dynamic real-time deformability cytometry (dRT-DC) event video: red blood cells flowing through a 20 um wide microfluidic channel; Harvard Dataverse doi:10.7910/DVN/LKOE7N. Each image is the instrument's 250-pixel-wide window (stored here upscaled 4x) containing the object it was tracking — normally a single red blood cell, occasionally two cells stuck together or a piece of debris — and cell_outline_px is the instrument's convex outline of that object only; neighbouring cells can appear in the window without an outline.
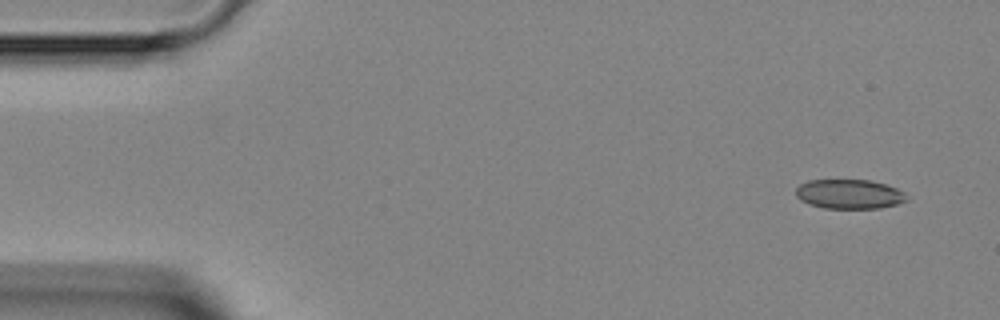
{"species": "Egyptian fruit bat (a non-hibernating species)", "species_latin": "Rousettus aegyptiacus", "temperature_condition": "room temperature", "stored_images_in_passage": 6, "camera_frame_rate_fps": 3000, "um_per_image_px": 0.085, "animal": {"sex": "female"}, "frame": {"image": 1, "passage_image": 1, "time_ms": 0.0, "image_size_px": [1000, 320], "cell_outline_px": [[908, 200], [896, 204], [880, 208], [824, 208], [808, 204], [800, 200], [796, 196], [796, 188], [800, 184], [808, 180], [868, 180], [884, 184], [896, 188], [904, 192]], "centroid_in_image_um": [72.16, 16.5], "position_along_channel_um": 12.8, "area_um2": 18.96}}
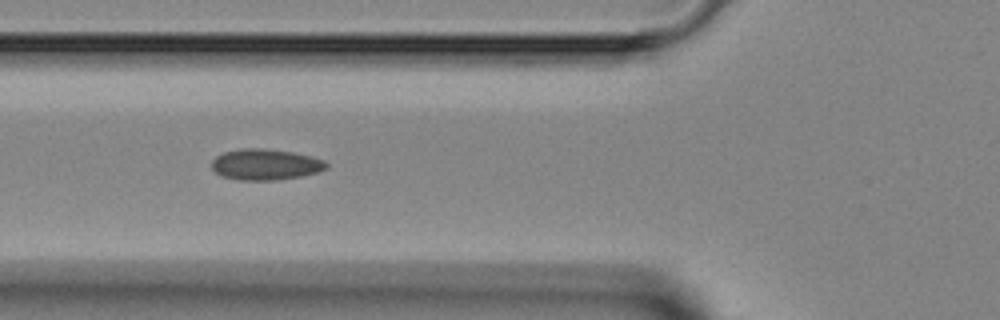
{"frame": {"image": 2, "passage_image": 5, "time_ms": 4.667, "image_size_px": [1000, 320], "cell_outline_px": [[328, 168], [320, 172], [300, 176], [276, 180], [236, 180], [220, 176], [212, 168], [212, 160], [216, 156], [224, 152], [240, 148], [264, 148], [292, 152], [312, 156], [324, 160], [328, 164]], "centroid_in_image_um": [22.57, 13.98], "position_along_channel_um": 103.2, "area_um2": 20.92}}
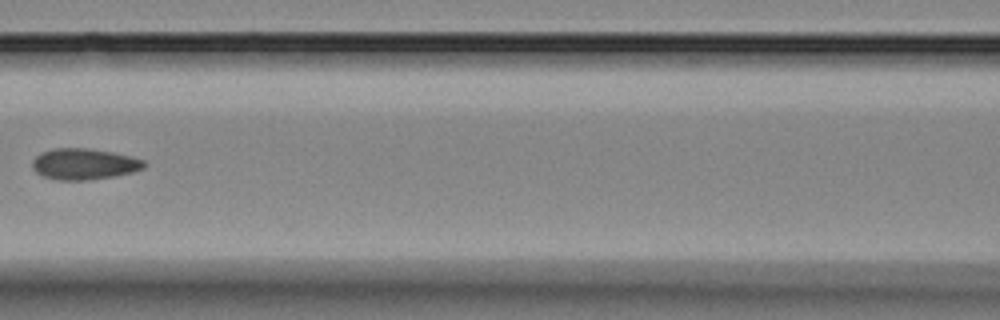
{"frame": {"image": 3, "passage_image": 6, "time_ms": 6.0, "image_size_px": [1000, 320], "cell_outline_px": [[148, 164], [144, 168], [132, 172], [116, 176], [88, 180], [56, 180], [40, 176], [32, 168], [32, 160], [40, 152], [56, 148], [88, 148], [112, 152], [132, 156], [144, 160]], "centroid_in_image_um": [7.14, 13.95], "position_along_channel_um": 159.5, "area_um2": 20.58}}